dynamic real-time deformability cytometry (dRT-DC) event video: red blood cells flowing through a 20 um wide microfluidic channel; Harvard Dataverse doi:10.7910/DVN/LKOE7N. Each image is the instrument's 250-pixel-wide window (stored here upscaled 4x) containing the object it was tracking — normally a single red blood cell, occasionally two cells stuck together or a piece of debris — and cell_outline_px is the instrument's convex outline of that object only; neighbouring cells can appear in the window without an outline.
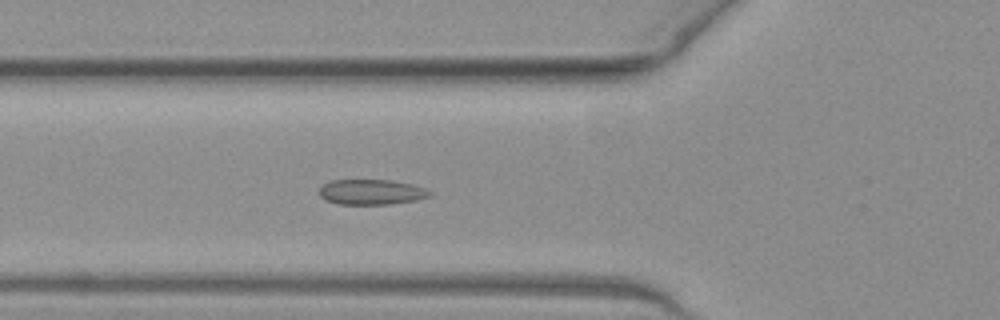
{"species": "common noctule bat (a hibernating species)", "species_latin": "Nyctalus noctula", "temperature_condition": "warm", "stored_images_in_passage": 36, "camera_frame_rate_fps": 3000, "um_per_image_px": 0.085, "animal": {"sex": "female", "body_mass_g": 19.3, "forearm_length_mm": 54.1}, "frame": {"image": 1, "passage_image": 5, "time_ms": 1.333, "image_size_px": [1000, 320], "cell_outline_px": [[432, 196], [392, 204], [340, 204], [324, 200], [320, 196], [320, 188], [324, 184], [332, 180], [392, 180], [412, 184], [428, 188], [432, 192]], "centroid_in_image_um": [31.6, 16.32], "position_along_channel_um": 94.2, "area_um2": 16.3}}
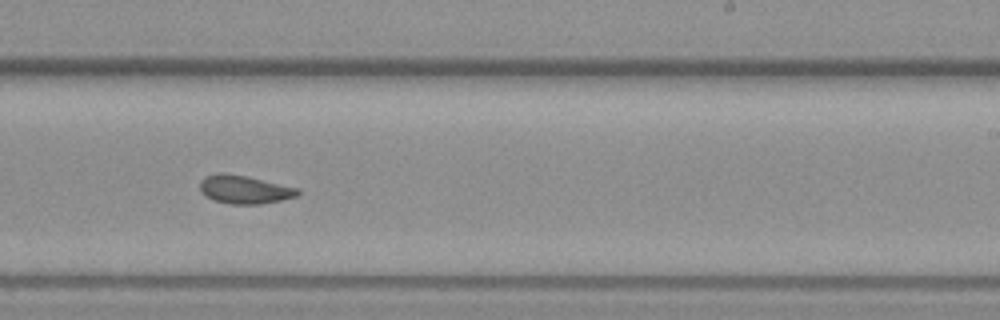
{"frame": {"image": 2, "passage_image": 18, "time_ms": 5.667, "image_size_px": [1000, 320], "cell_outline_px": [[300, 192], [296, 196], [280, 200], [260, 204], [232, 204], [212, 200], [204, 196], [200, 192], [200, 180], [204, 176], [220, 172], [244, 176], [300, 188]], "centroid_in_image_um": [20.73, 16.11], "position_along_channel_um": 268.3, "area_um2": 16.13}}
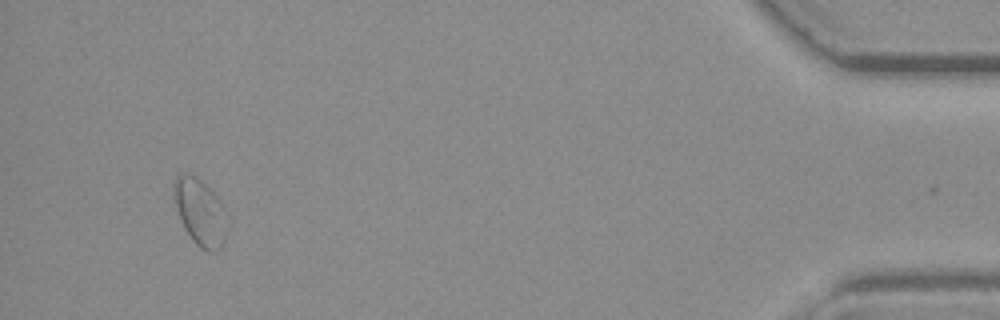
{"frame": {"image": 3, "passage_image": 35, "time_ms": 11.333, "image_size_px": [1000, 320], "cell_outline_px": [[232, 220], [224, 244], [216, 252], [208, 252], [200, 248], [192, 240], [184, 228], [176, 208], [172, 196], [172, 184], [176, 176], [184, 172], [188, 172], [196, 176], [220, 200], [228, 212]], "centroid_in_image_um": [17.06, 18.05], "position_along_channel_um": 418.1, "area_um2": 21.79}, "authors_computed_cell_mechanics": {"area_um2": 16.184, "velocity_mm_per_s": 4.0126, "shape_relaxation_time_tau1_ms": 6.4764, "shape_relaxation_time_tau2_ms": 1.5015, "deformation_change_tau1": 0.1117, "deformation_change_tau2": 0.0619}}